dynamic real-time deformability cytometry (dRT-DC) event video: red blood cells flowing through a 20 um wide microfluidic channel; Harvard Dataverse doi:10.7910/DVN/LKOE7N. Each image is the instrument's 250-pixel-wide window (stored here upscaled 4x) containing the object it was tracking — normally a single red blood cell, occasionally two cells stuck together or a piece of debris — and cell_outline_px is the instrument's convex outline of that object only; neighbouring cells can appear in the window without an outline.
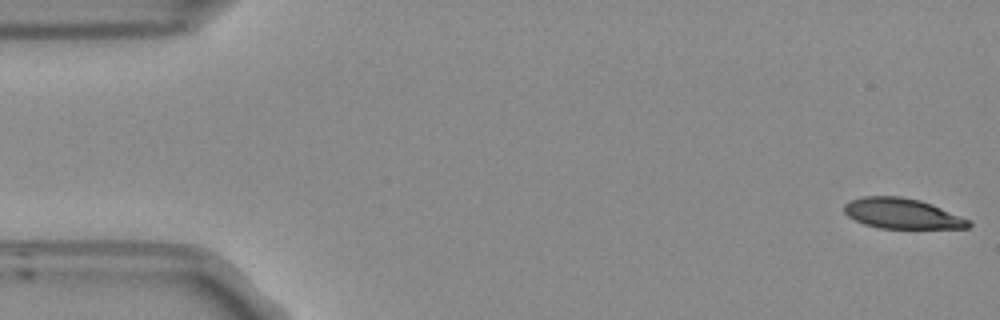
{"species": "Egyptian fruit bat (a non-hibernating species)", "species_latin": "Rousettus aegyptiacus", "temperature_condition": "room temperature", "stored_images_in_passage": 54, "camera_frame_rate_fps": 3000, "um_per_image_px": 0.085, "frame": {"image": 1, "passage_image": 1, "time_ms": 0.0, "image_size_px": [1000, 320], "cell_outline_px": [[972, 224], [968, 228], [880, 228], [864, 224], [848, 216], [844, 212], [844, 204], [848, 200], [864, 196], [900, 196], [920, 200], [932, 204], [972, 220]], "centroid_in_image_um": [76.69, 18.14], "position_along_channel_um": 8.3, "area_um2": 22.14}}
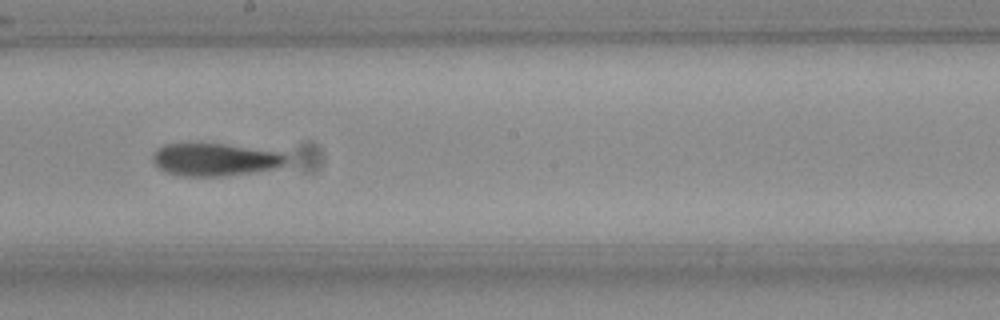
{"frame": {"image": 2, "passage_image": 29, "time_ms": 9.333, "image_size_px": [1000, 320], "cell_outline_px": [[288, 160], [284, 164], [276, 168], [220, 176], [180, 176], [168, 172], [160, 168], [152, 160], [152, 156], [164, 144], [224, 144], [284, 152], [288, 156]], "centroid_in_image_um": [18.32, 13.56], "position_along_channel_um": 229.9, "area_um2": 25.09}}
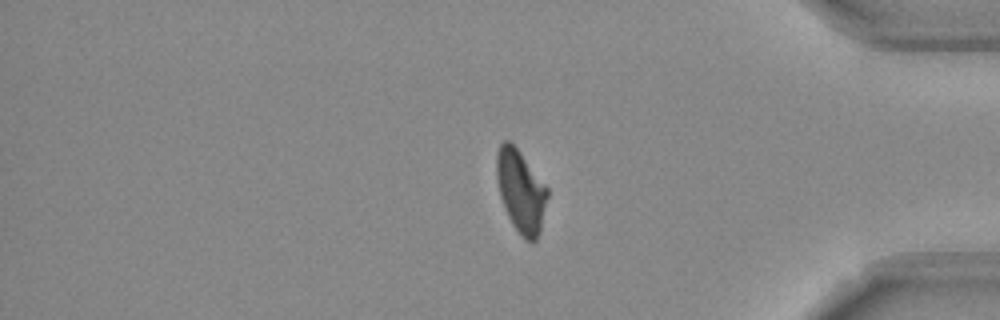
{"frame": {"image": 3, "passage_image": 44, "time_ms": 14.333, "image_size_px": [1000, 320], "cell_outline_px": [[548, 196], [540, 232], [536, 240], [532, 244], [524, 240], [520, 236], [512, 224], [504, 208], [500, 196], [496, 176], [496, 152], [500, 144], [504, 140], [508, 140], [516, 148], [548, 188]], "centroid_in_image_um": [44.26, 16.3], "position_along_channel_um": 390.9, "area_um2": 24.45}, "authors_computed_cell_mechanics": {"area_um2": 24.6228, "velocity_mm_per_s": 3.77, "shape_relaxation_time_tau1_ms": null, "shape_relaxation_time_tau2_ms": 2.9396, "deformation_change_tau1": null, "deformation_change_tau2": 0.0947}}